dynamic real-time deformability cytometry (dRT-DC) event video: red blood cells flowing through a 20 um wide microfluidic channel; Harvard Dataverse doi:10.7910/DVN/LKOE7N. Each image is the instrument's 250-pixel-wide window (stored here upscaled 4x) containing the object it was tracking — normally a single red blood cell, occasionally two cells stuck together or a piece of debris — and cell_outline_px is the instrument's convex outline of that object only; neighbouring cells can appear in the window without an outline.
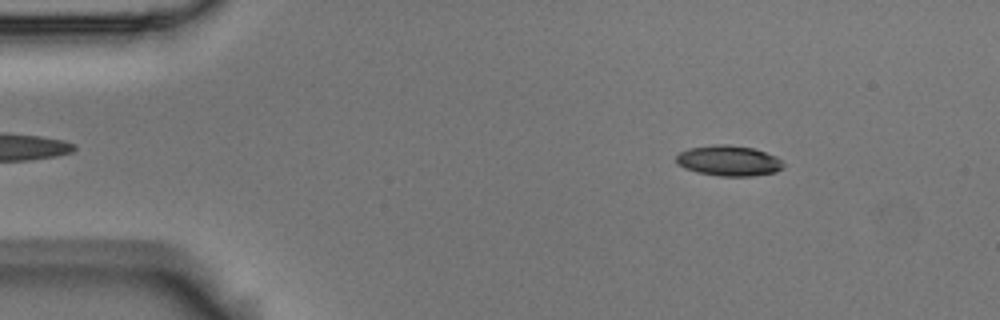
{"species": "Egyptian fruit bat (a non-hibernating species)", "species_latin": "Rousettus aegyptiacus", "temperature_condition": "room temperature", "stored_images_in_passage": 48, "camera_frame_rate_fps": 3000, "um_per_image_px": 0.085, "animal": {"sex": "male"}, "frame": {"image": 1, "passage_image": 1, "time_ms": 0.0, "image_size_px": [1000, 320], "cell_outline_px": [[784, 168], [776, 172], [752, 176], [720, 176], [700, 172], [684, 168], [676, 164], [676, 156], [680, 152], [688, 148], [712, 144], [728, 144], [756, 148], [776, 156], [784, 164]], "centroid_in_image_um": [61.95, 13.65], "position_along_channel_um": 23.0, "area_um2": 19.25}}
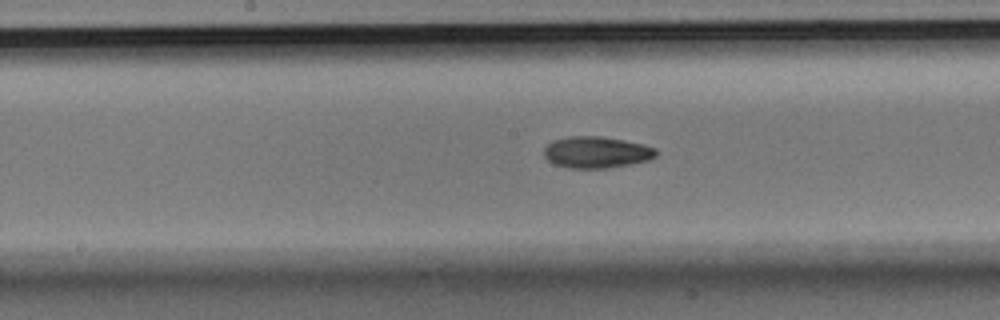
{"frame": {"image": 2, "passage_image": 21, "time_ms": 6.667, "image_size_px": [1000, 320], "cell_outline_px": [[660, 152], [656, 156], [648, 160], [632, 164], [608, 168], [568, 168], [556, 164], [548, 160], [544, 156], [544, 148], [552, 140], [568, 136], [600, 136], [624, 140], [644, 144], [656, 148]], "centroid_in_image_um": [50.73, 12.94], "position_along_channel_um": 197.5, "area_um2": 20.81}}
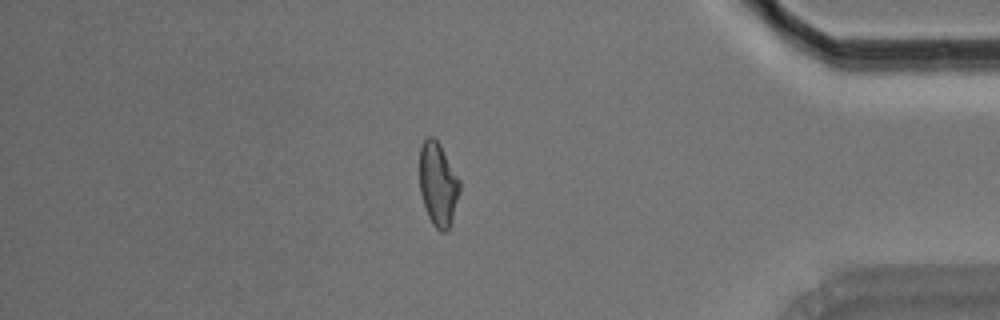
{"frame": {"image": 3, "passage_image": 40, "time_ms": 13.0, "image_size_px": [1000, 320], "cell_outline_px": [[460, 192], [452, 220], [448, 228], [444, 232], [440, 232], [432, 224], [428, 216], [420, 192], [420, 144], [428, 136], [432, 136], [440, 144], [460, 180]], "centroid_in_image_um": [37.24, 15.65], "position_along_channel_um": 398.0, "area_um2": 19.54}, "authors_computed_cell_mechanics": {"area_um2": 20.0566, "velocity_mm_per_s": 3.7006, "shape_relaxation_time_tau1_ms": 4.3231, "shape_relaxation_time_tau2_ms": 5.054, "deformation_change_tau1": 0.1698, "deformation_change_tau2": 0.1147}}